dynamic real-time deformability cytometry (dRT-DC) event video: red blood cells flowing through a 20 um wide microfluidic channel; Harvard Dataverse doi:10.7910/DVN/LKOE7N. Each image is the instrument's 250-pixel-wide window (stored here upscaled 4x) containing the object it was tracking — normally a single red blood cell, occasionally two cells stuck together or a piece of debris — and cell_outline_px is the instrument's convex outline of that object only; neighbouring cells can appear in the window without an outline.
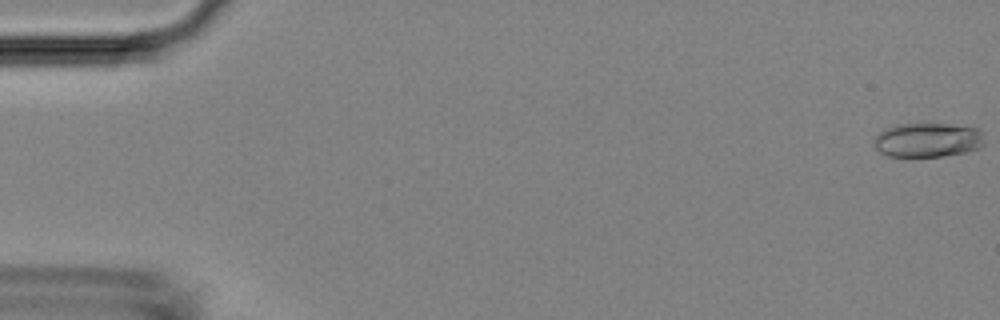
{"species": "Egyptian fruit bat (a non-hibernating species)", "species_latin": "Rousettus aegyptiacus", "temperature_condition": "room temperature", "stored_images_in_passage": 5, "camera_frame_rate_fps": 3000, "um_per_image_px": 0.085, "animal": {"sex": "female"}, "frame": {"image": 1, "passage_image": 1, "time_ms": 0.0, "image_size_px": [1000, 320], "cell_outline_px": [[984, 144], [980, 148], [968, 152], [944, 156], [888, 156], [880, 152], [872, 144], [872, 140], [884, 128], [896, 124], [948, 124], [976, 128], [984, 132]], "centroid_in_image_um": [78.87, 11.9], "position_along_channel_um": 6.1, "area_um2": 22.37}}
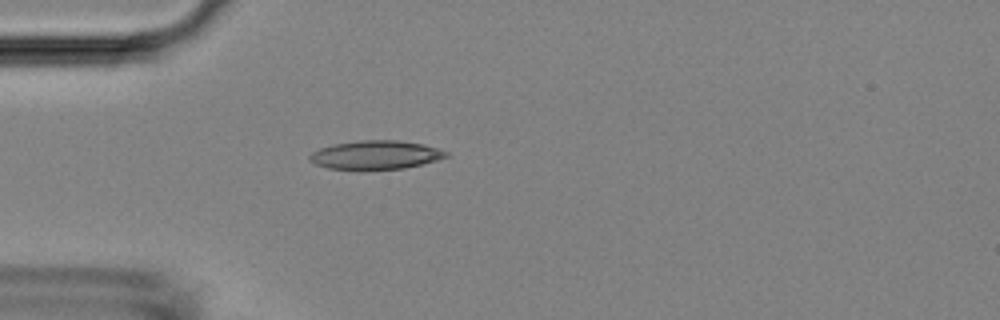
{"frame": {"image": 2, "passage_image": 5, "time_ms": 4.667, "image_size_px": [1000, 320], "cell_outline_px": [[448, 156], [424, 164], [404, 168], [364, 172], [356, 172], [328, 168], [316, 164], [308, 160], [308, 156], [312, 152], [320, 148], [332, 144], [360, 140], [396, 140], [424, 144], [448, 152]], "centroid_in_image_um": [31.87, 13.21], "position_along_channel_um": 53.1, "area_um2": 23.64}}